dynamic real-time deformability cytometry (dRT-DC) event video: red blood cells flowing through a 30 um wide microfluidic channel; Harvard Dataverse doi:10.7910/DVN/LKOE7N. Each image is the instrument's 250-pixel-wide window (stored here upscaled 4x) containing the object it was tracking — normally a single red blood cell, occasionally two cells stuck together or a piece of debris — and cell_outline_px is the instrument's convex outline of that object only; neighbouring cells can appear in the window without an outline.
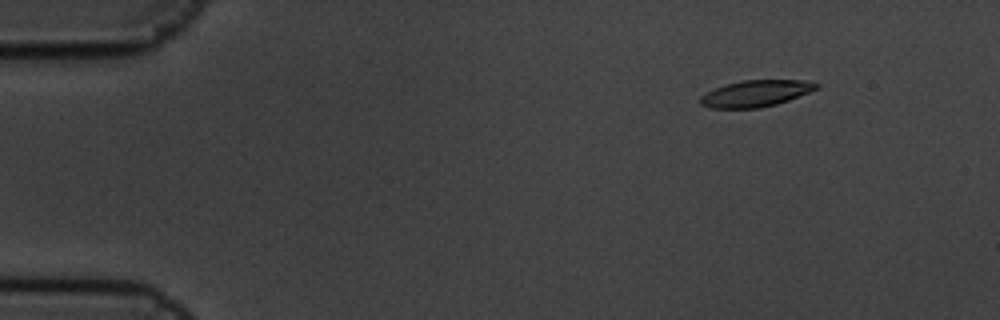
{"species": "common noctule bat (a hibernating species)", "species_latin": "Nyctalus noctula", "temperature_condition": "cold", "stored_images_in_passage": 7, "camera_frame_rate_fps": 3000, "um_per_image_px": 0.085, "animal": {"sex": "male", "body_mass_g": 19.5, "forearm_length_mm": 54.6}, "frame": {"image": 1, "passage_image": 3, "time_ms": 0.667, "image_size_px": [1000, 320], "cell_outline_px": [[820, 88], [788, 100], [776, 104], [760, 108], [712, 108], [700, 104], [700, 96], [724, 84], [740, 80], [804, 80], [820, 84]], "centroid_in_image_um": [64.26, 7.93], "position_along_channel_um": 20.7, "area_um2": 17.92}}
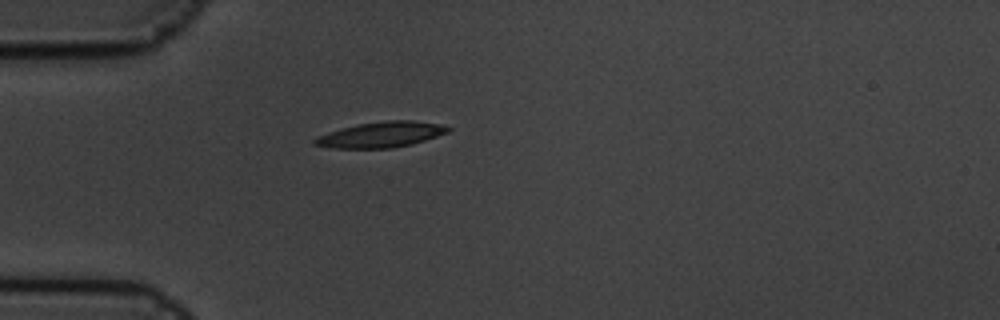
{"frame": {"image": 2, "passage_image": 6, "time_ms": 1.667, "image_size_px": [1000, 320], "cell_outline_px": [[452, 128], [448, 132], [412, 144], [392, 148], [332, 148], [312, 144], [312, 140], [316, 136], [328, 132], [360, 124], [388, 120], [412, 120], [440, 124]], "centroid_in_image_um": [32.37, 11.45], "position_along_channel_um": 52.6, "area_um2": 19.71}}